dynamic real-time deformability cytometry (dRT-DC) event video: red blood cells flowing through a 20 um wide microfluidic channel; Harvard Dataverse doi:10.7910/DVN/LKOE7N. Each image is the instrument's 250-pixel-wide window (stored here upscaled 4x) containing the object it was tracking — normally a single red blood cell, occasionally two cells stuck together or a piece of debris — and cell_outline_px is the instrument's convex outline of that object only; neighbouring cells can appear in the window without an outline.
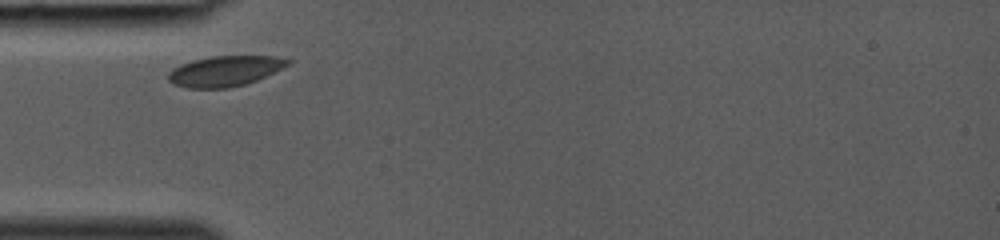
{"species": "common noctule bat (a hibernating species)", "species_latin": "Nyctalus noctula", "temperature_condition": "room temperature", "stored_images_in_passage": 23, "camera_frame_rate_fps": 3000, "um_per_image_px": 0.085, "animal": {"sex": "female", "body_mass_g": 19.0, "forearm_length_mm": 53.3}, "frame": {"image": 1, "passage_image": 1, "time_ms": 0.0, "image_size_px": [1000, 240], "cell_outline_px": [[292, 60], [288, 64], [256, 80], [244, 84], [228, 88], [188, 88], [176, 84], [168, 80], [168, 72], [172, 68], [180, 64], [192, 60], [212, 56], [276, 56]], "centroid_in_image_um": [19.07, 6.03], "position_along_channel_um": 65.9, "area_um2": 20.92}}
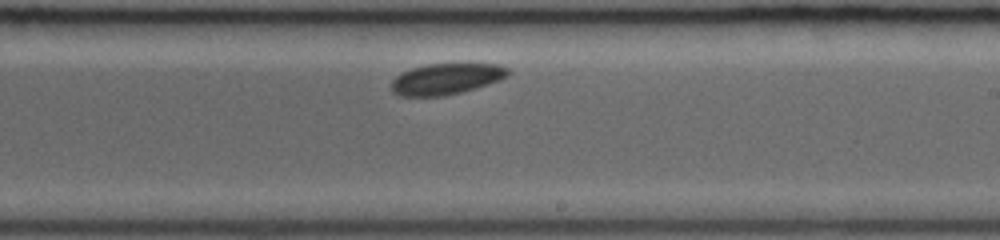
{"frame": {"image": 2, "passage_image": 13, "time_ms": 4.0, "image_size_px": [1000, 240], "cell_outline_px": [[512, 72], [508, 76], [500, 80], [476, 88], [444, 96], [400, 96], [392, 92], [392, 80], [396, 76], [412, 68], [428, 64], [496, 64], [508, 68]], "centroid_in_image_um": [37.95, 6.71], "position_along_channel_um": 251.1, "area_um2": 21.04}}
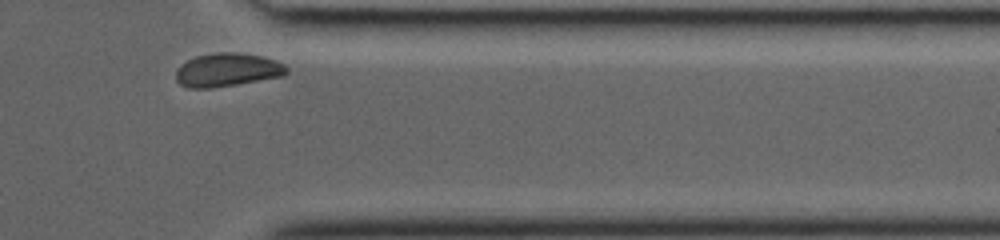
{"frame": {"image": 3, "passage_image": 22, "time_ms": 7.0, "image_size_px": [1000, 240], "cell_outline_px": [[288, 72], [284, 76], [212, 88], [188, 88], [180, 84], [176, 80], [176, 68], [180, 64], [196, 56], [216, 52], [236, 52], [260, 56], [284, 64], [288, 68]], "centroid_in_image_um": [19.29, 5.94], "position_along_channel_um": 392.1, "area_um2": 21.56}}